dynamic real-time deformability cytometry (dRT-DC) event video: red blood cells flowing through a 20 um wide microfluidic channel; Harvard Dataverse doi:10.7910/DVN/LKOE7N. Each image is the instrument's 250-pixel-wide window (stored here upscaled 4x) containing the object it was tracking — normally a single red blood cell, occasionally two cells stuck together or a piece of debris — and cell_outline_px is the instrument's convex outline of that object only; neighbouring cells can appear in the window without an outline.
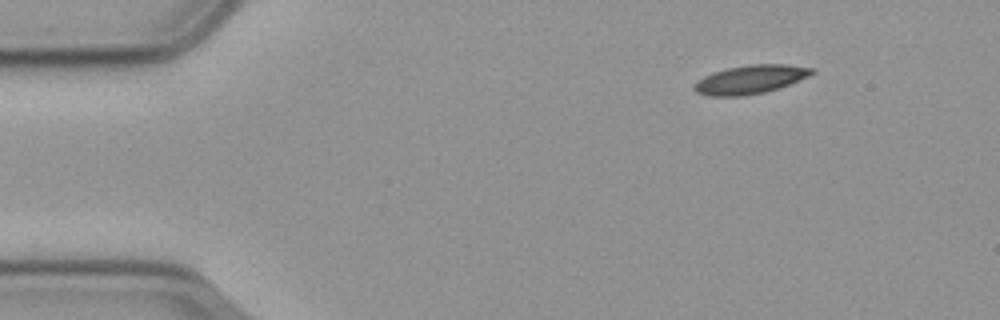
{"species": "common noctule bat (a hibernating species)", "species_latin": "Nyctalus noctula", "temperature_condition": "cold", "stored_images_in_passage": 51, "camera_frame_rate_fps": 3000, "um_per_image_px": 0.085, "animal": {"sex": "male", "body_mass_g": 23.1, "forearm_length_mm": 52.7}, "frame": {"image": 1, "passage_image": 1, "time_ms": 0.0, "image_size_px": [1000, 320], "cell_outline_px": [[816, 72], [808, 76], [780, 88], [764, 92], [740, 96], [708, 96], [696, 92], [692, 88], [696, 80], [712, 72], [728, 68], [748, 64], [788, 64], [816, 68]], "centroid_in_image_um": [63.78, 6.74], "position_along_channel_um": 21.2, "area_um2": 19.83}}
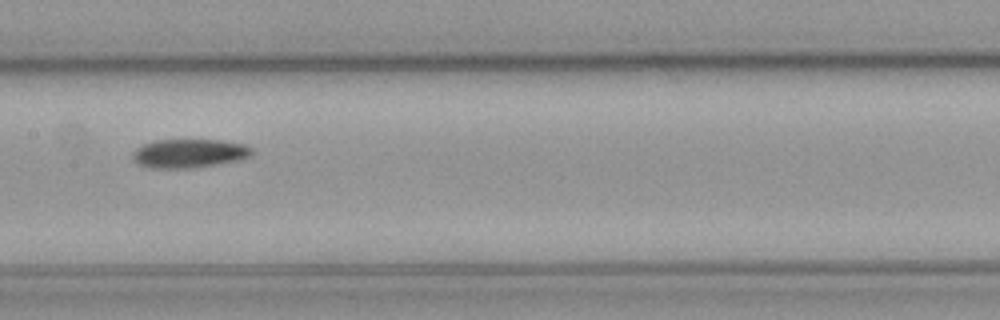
{"frame": {"image": 2, "passage_image": 22, "time_ms": 7.0, "image_size_px": [1000, 320], "cell_outline_px": [[252, 156], [240, 160], [192, 168], [152, 168], [140, 164], [132, 156], [132, 152], [136, 148], [144, 144], [156, 140], [220, 140], [244, 144], [252, 148]], "centroid_in_image_um": [16.11, 13.03], "position_along_channel_um": 191.3, "area_um2": 19.88}}
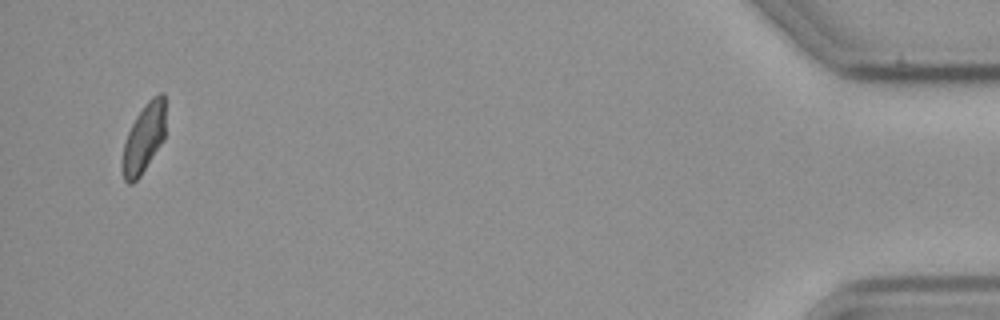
{"frame": {"image": 3, "passage_image": 49, "time_ms": 16.0, "image_size_px": [1000, 320], "cell_outline_px": [[164, 140], [140, 176], [132, 184], [128, 184], [124, 180], [124, 144], [128, 132], [136, 116], [144, 104], [152, 96], [160, 92], [164, 92]], "centroid_in_image_um": [12.25, 11.71], "position_along_channel_um": 422.9, "area_um2": 16.99}, "authors_computed_cell_mechanics": {"area_um2": 19.3052, "velocity_mm_per_s": 3.5812, "shape_relaxation_time_tau1_ms": 5.7822, "shape_relaxation_time_tau2_ms": null, "deformation_change_tau1": 0.1323, "deformation_change_tau2": null}}